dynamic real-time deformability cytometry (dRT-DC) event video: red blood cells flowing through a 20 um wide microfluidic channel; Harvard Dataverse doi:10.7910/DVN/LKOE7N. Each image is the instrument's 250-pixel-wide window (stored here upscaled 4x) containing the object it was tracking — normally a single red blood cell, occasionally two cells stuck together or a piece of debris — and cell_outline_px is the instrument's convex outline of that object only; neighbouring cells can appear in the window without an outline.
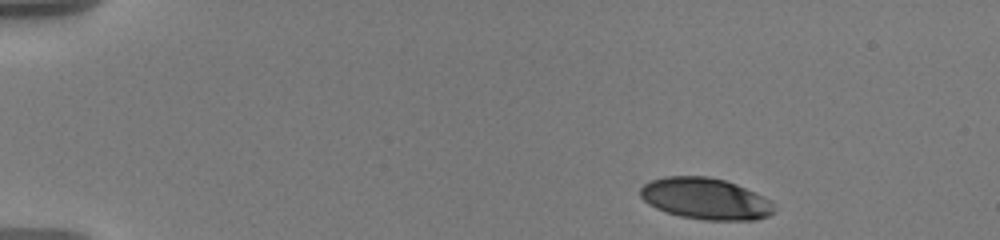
{"species": "human", "species_latin": "Homo sapiens", "temperature_condition": "warm", "stored_images_in_passage": 50, "camera_frame_rate_fps": 3000, "um_per_image_px": 0.085, "donor": {"sex": "male"}, "frame": {"image": 1, "passage_image": 1, "time_ms": 0.0, "image_size_px": [1000, 240], "cell_outline_px": [[776, 212], [768, 216], [756, 220], [704, 220], [680, 216], [656, 208], [648, 204], [640, 196], [640, 188], [644, 184], [652, 180], [664, 176], [708, 176], [724, 180], [736, 184], [764, 196], [772, 200], [776, 208]], "centroid_in_image_um": [60.01, 16.89], "position_along_channel_um": 25.0, "area_um2": 32.54}}
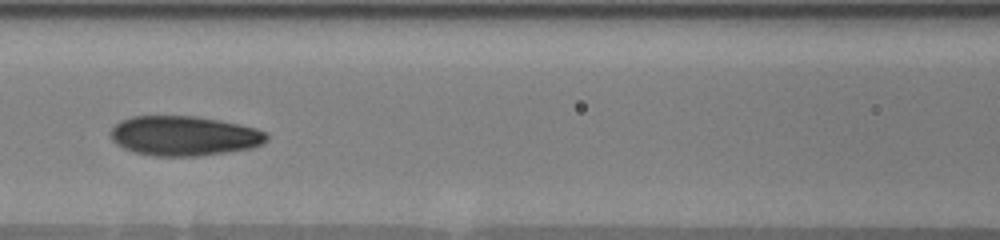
{"frame": {"image": 2, "passage_image": 20, "time_ms": 6.333, "image_size_px": [1000, 240], "cell_outline_px": [[268, 140], [264, 144], [252, 148], [200, 156], [156, 156], [136, 152], [124, 148], [116, 144], [112, 140], [108, 132], [120, 120], [132, 116], [196, 116], [220, 120], [240, 124], [256, 128], [264, 132], [268, 136]], "centroid_in_image_um": [15.65, 11.54], "position_along_channel_um": 151.0, "area_um2": 36.36}}
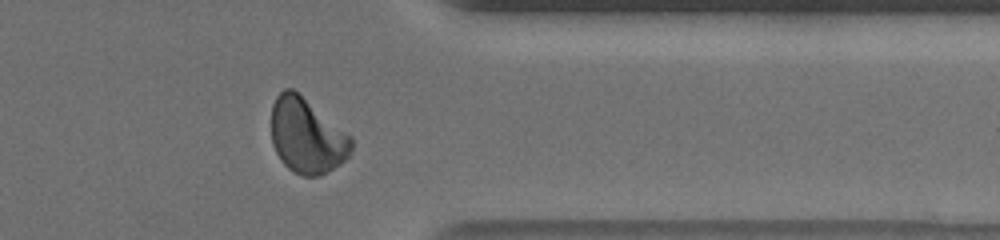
{"frame": {"image": 3, "passage_image": 40, "time_ms": 13.0, "image_size_px": [1000, 240], "cell_outline_px": [[352, 148], [348, 156], [340, 164], [320, 176], [300, 176], [288, 168], [280, 160], [272, 144], [272, 104], [276, 96], [284, 88], [292, 88], [352, 136]], "centroid_in_image_um": [26.07, 11.56], "position_along_channel_um": 385.3, "area_um2": 34.97}, "authors_computed_cell_mechanics": {"area_um2": 34.9401, "velocity_mm_per_s": 3.5857, "shape_relaxation_time_tau1_ms": 3.7696, "shape_relaxation_time_tau2_ms": 1.2269, "deformation_change_tau1": 0.1642, "deformation_change_tau2": 0.0664}}